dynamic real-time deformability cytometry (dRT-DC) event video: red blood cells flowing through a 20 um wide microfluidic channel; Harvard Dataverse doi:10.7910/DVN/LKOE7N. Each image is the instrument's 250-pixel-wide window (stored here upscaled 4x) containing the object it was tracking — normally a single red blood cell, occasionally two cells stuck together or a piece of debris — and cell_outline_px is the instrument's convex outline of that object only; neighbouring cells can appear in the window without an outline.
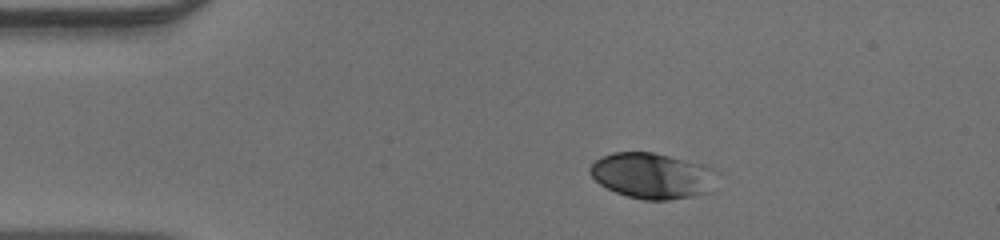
{"species": "human", "species_latin": "Homo sapiens", "temperature_condition": "warm", "stored_images_in_passage": 41, "camera_frame_rate_fps": 3000, "um_per_image_px": 0.085, "donor": {"sex": "male"}, "frame": {"image": 1, "passage_image": 1, "time_ms": 0.0, "image_size_px": [1000, 240], "cell_outline_px": [[720, 172], [704, 192], [688, 196], [668, 200], [644, 200], [628, 196], [616, 192], [600, 184], [588, 172], [588, 168], [596, 160], [612, 152], [652, 152], [704, 164]], "centroid_in_image_um": [55.4, 14.91], "position_along_channel_um": 29.6, "area_um2": 33.41}}
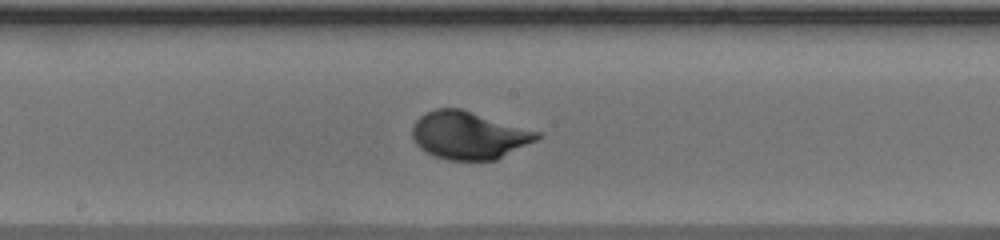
{"frame": {"image": 2, "passage_image": 18, "time_ms": 5.667, "image_size_px": [1000, 240], "cell_outline_px": [[544, 136], [496, 160], [448, 160], [432, 156], [424, 152], [416, 144], [412, 136], [412, 124], [424, 112], [436, 108], [460, 108], [540, 132]], "centroid_in_image_um": [39.81, 11.5], "position_along_channel_um": 208.4, "area_um2": 34.85}}
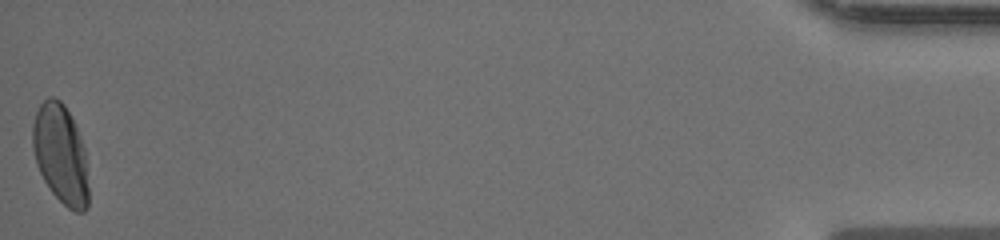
{"frame": {"image": 3, "passage_image": 41, "time_ms": 13.333, "image_size_px": [1000, 240], "cell_outline_px": [[88, 208], [84, 212], [76, 212], [68, 208], [52, 192], [44, 180], [36, 164], [32, 148], [32, 124], [36, 112], [40, 104], [48, 96], [52, 96], [60, 100], [64, 104], [76, 128], [84, 148], [88, 188]], "centroid_in_image_um": [5.13, 13.11], "position_along_channel_um": 430.1, "area_um2": 32.19}}